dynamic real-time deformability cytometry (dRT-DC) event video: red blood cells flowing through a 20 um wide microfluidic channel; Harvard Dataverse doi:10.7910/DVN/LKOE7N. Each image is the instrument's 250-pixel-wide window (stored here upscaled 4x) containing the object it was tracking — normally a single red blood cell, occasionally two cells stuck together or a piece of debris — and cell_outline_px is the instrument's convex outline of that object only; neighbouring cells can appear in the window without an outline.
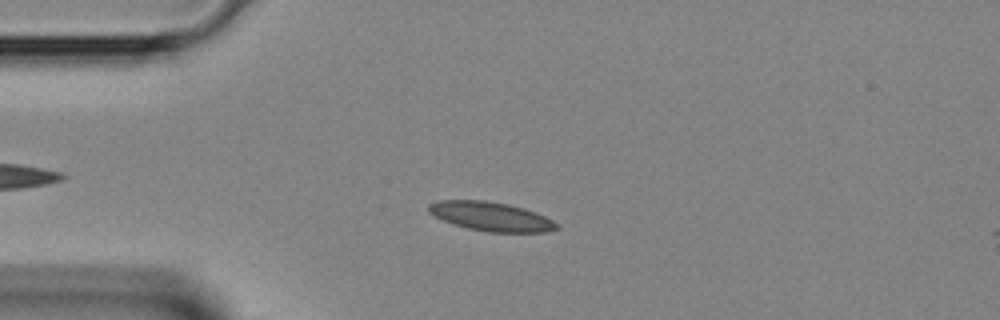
{"species": "Egyptian fruit bat (a non-hibernating species)", "species_latin": "Rousettus aegyptiacus", "temperature_condition": "room temperature", "stored_images_in_passage": 3, "camera_frame_rate_fps": 3000, "um_per_image_px": 0.085, "animal": {"sex": "female"}, "frame": {"image": 1, "passage_image": 3, "time_ms": 0.667, "image_size_px": [1000, 320], "cell_outline_px": [[560, 228], [548, 232], [488, 232], [468, 228], [452, 224], [428, 212], [428, 204], [440, 200], [484, 200], [508, 204], [524, 208], [536, 212], [552, 220]], "centroid_in_image_um": [41.74, 18.4], "position_along_channel_um": 43.3, "area_um2": 21.62}}